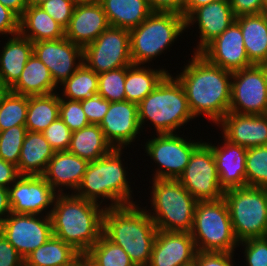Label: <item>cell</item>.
<instances>
[{"label": "cell", "mask_w": 267, "mask_h": 266, "mask_svg": "<svg viewBox=\"0 0 267 266\" xmlns=\"http://www.w3.org/2000/svg\"><path fill=\"white\" fill-rule=\"evenodd\" d=\"M183 70L176 74L186 94L194 118L206 116L214 125L229 112L232 72L193 53Z\"/></svg>", "instance_id": "obj_1"}, {"label": "cell", "mask_w": 267, "mask_h": 266, "mask_svg": "<svg viewBox=\"0 0 267 266\" xmlns=\"http://www.w3.org/2000/svg\"><path fill=\"white\" fill-rule=\"evenodd\" d=\"M105 207L70 191L57 194L50 214L53 236L84 254L99 240Z\"/></svg>", "instance_id": "obj_2"}, {"label": "cell", "mask_w": 267, "mask_h": 266, "mask_svg": "<svg viewBox=\"0 0 267 266\" xmlns=\"http://www.w3.org/2000/svg\"><path fill=\"white\" fill-rule=\"evenodd\" d=\"M140 204L105 208L102 234L120 246L135 266H147L157 236V227Z\"/></svg>", "instance_id": "obj_3"}, {"label": "cell", "mask_w": 267, "mask_h": 266, "mask_svg": "<svg viewBox=\"0 0 267 266\" xmlns=\"http://www.w3.org/2000/svg\"><path fill=\"white\" fill-rule=\"evenodd\" d=\"M123 152L122 149L114 148L102 158L89 162L82 182L74 194L102 206L110 200L104 205L105 208L137 204V200L133 201L131 182L126 177L128 167H124Z\"/></svg>", "instance_id": "obj_4"}, {"label": "cell", "mask_w": 267, "mask_h": 266, "mask_svg": "<svg viewBox=\"0 0 267 266\" xmlns=\"http://www.w3.org/2000/svg\"><path fill=\"white\" fill-rule=\"evenodd\" d=\"M138 119L141 130L150 122L156 134L178 133L181 126L195 120L183 86L171 73L138 104Z\"/></svg>", "instance_id": "obj_5"}, {"label": "cell", "mask_w": 267, "mask_h": 266, "mask_svg": "<svg viewBox=\"0 0 267 266\" xmlns=\"http://www.w3.org/2000/svg\"><path fill=\"white\" fill-rule=\"evenodd\" d=\"M147 211L158 230L191 232L197 200L177 179H151ZM150 211V212H149ZM153 211V212H152Z\"/></svg>", "instance_id": "obj_6"}, {"label": "cell", "mask_w": 267, "mask_h": 266, "mask_svg": "<svg viewBox=\"0 0 267 266\" xmlns=\"http://www.w3.org/2000/svg\"><path fill=\"white\" fill-rule=\"evenodd\" d=\"M185 30V17L181 14L153 11L139 26L129 30L132 63H153Z\"/></svg>", "instance_id": "obj_7"}, {"label": "cell", "mask_w": 267, "mask_h": 266, "mask_svg": "<svg viewBox=\"0 0 267 266\" xmlns=\"http://www.w3.org/2000/svg\"><path fill=\"white\" fill-rule=\"evenodd\" d=\"M190 233L201 252L235 253L239 243L224 198L197 202Z\"/></svg>", "instance_id": "obj_8"}, {"label": "cell", "mask_w": 267, "mask_h": 266, "mask_svg": "<svg viewBox=\"0 0 267 266\" xmlns=\"http://www.w3.org/2000/svg\"><path fill=\"white\" fill-rule=\"evenodd\" d=\"M236 239L267 236V188L239 187L224 192Z\"/></svg>", "instance_id": "obj_9"}, {"label": "cell", "mask_w": 267, "mask_h": 266, "mask_svg": "<svg viewBox=\"0 0 267 266\" xmlns=\"http://www.w3.org/2000/svg\"><path fill=\"white\" fill-rule=\"evenodd\" d=\"M152 137L147 139L143 146L146 156L157 164V170H153L151 174L152 179H178L189 163L193 151L203 142L202 139L191 141L192 136L188 140L183 134L180 135V132L154 133Z\"/></svg>", "instance_id": "obj_10"}, {"label": "cell", "mask_w": 267, "mask_h": 266, "mask_svg": "<svg viewBox=\"0 0 267 266\" xmlns=\"http://www.w3.org/2000/svg\"><path fill=\"white\" fill-rule=\"evenodd\" d=\"M83 63L96 74L131 66L130 32L109 27L83 48Z\"/></svg>", "instance_id": "obj_11"}, {"label": "cell", "mask_w": 267, "mask_h": 266, "mask_svg": "<svg viewBox=\"0 0 267 266\" xmlns=\"http://www.w3.org/2000/svg\"><path fill=\"white\" fill-rule=\"evenodd\" d=\"M229 112L265 115L267 112V65H252L232 72Z\"/></svg>", "instance_id": "obj_12"}, {"label": "cell", "mask_w": 267, "mask_h": 266, "mask_svg": "<svg viewBox=\"0 0 267 266\" xmlns=\"http://www.w3.org/2000/svg\"><path fill=\"white\" fill-rule=\"evenodd\" d=\"M199 201L223 198L212 148L202 142L192 153L189 163L177 179Z\"/></svg>", "instance_id": "obj_13"}, {"label": "cell", "mask_w": 267, "mask_h": 266, "mask_svg": "<svg viewBox=\"0 0 267 266\" xmlns=\"http://www.w3.org/2000/svg\"><path fill=\"white\" fill-rule=\"evenodd\" d=\"M0 231L25 259L53 236L50 216L10 213Z\"/></svg>", "instance_id": "obj_14"}, {"label": "cell", "mask_w": 267, "mask_h": 266, "mask_svg": "<svg viewBox=\"0 0 267 266\" xmlns=\"http://www.w3.org/2000/svg\"><path fill=\"white\" fill-rule=\"evenodd\" d=\"M11 213L50 216L57 193L43 176H20L9 188Z\"/></svg>", "instance_id": "obj_15"}, {"label": "cell", "mask_w": 267, "mask_h": 266, "mask_svg": "<svg viewBox=\"0 0 267 266\" xmlns=\"http://www.w3.org/2000/svg\"><path fill=\"white\" fill-rule=\"evenodd\" d=\"M33 53L47 66L58 87L83 63V48L65 37L34 42Z\"/></svg>", "instance_id": "obj_16"}, {"label": "cell", "mask_w": 267, "mask_h": 266, "mask_svg": "<svg viewBox=\"0 0 267 266\" xmlns=\"http://www.w3.org/2000/svg\"><path fill=\"white\" fill-rule=\"evenodd\" d=\"M99 126L113 148L123 150L129 148V145L141 136L138 104L126 100L110 102L108 111Z\"/></svg>", "instance_id": "obj_17"}, {"label": "cell", "mask_w": 267, "mask_h": 266, "mask_svg": "<svg viewBox=\"0 0 267 266\" xmlns=\"http://www.w3.org/2000/svg\"><path fill=\"white\" fill-rule=\"evenodd\" d=\"M200 54L212 64L230 72L254 65L248 59L241 28L236 21L211 41Z\"/></svg>", "instance_id": "obj_18"}, {"label": "cell", "mask_w": 267, "mask_h": 266, "mask_svg": "<svg viewBox=\"0 0 267 266\" xmlns=\"http://www.w3.org/2000/svg\"><path fill=\"white\" fill-rule=\"evenodd\" d=\"M236 19L229 0H218L196 8L186 19V29H199V41L194 53H200L211 41L223 33Z\"/></svg>", "instance_id": "obj_19"}, {"label": "cell", "mask_w": 267, "mask_h": 266, "mask_svg": "<svg viewBox=\"0 0 267 266\" xmlns=\"http://www.w3.org/2000/svg\"><path fill=\"white\" fill-rule=\"evenodd\" d=\"M197 252L190 232L158 230L147 266H186Z\"/></svg>", "instance_id": "obj_20"}, {"label": "cell", "mask_w": 267, "mask_h": 266, "mask_svg": "<svg viewBox=\"0 0 267 266\" xmlns=\"http://www.w3.org/2000/svg\"><path fill=\"white\" fill-rule=\"evenodd\" d=\"M109 27L107 16L98 1H78L65 28V38L84 48Z\"/></svg>", "instance_id": "obj_21"}, {"label": "cell", "mask_w": 267, "mask_h": 266, "mask_svg": "<svg viewBox=\"0 0 267 266\" xmlns=\"http://www.w3.org/2000/svg\"><path fill=\"white\" fill-rule=\"evenodd\" d=\"M222 137L245 148L267 145V117L265 115L228 112L217 127Z\"/></svg>", "instance_id": "obj_22"}, {"label": "cell", "mask_w": 267, "mask_h": 266, "mask_svg": "<svg viewBox=\"0 0 267 266\" xmlns=\"http://www.w3.org/2000/svg\"><path fill=\"white\" fill-rule=\"evenodd\" d=\"M221 140L224 142L219 146L206 142L214 153L221 188L226 191L231 188L246 187L247 148L233 144L224 137Z\"/></svg>", "instance_id": "obj_23"}, {"label": "cell", "mask_w": 267, "mask_h": 266, "mask_svg": "<svg viewBox=\"0 0 267 266\" xmlns=\"http://www.w3.org/2000/svg\"><path fill=\"white\" fill-rule=\"evenodd\" d=\"M89 161L68 151L55 152L43 174L57 194H65L66 190L74 194L80 186ZM63 187V188H62Z\"/></svg>", "instance_id": "obj_24"}, {"label": "cell", "mask_w": 267, "mask_h": 266, "mask_svg": "<svg viewBox=\"0 0 267 266\" xmlns=\"http://www.w3.org/2000/svg\"><path fill=\"white\" fill-rule=\"evenodd\" d=\"M5 39L8 40L0 51V80L11 88L33 54V42L20 33Z\"/></svg>", "instance_id": "obj_25"}, {"label": "cell", "mask_w": 267, "mask_h": 266, "mask_svg": "<svg viewBox=\"0 0 267 266\" xmlns=\"http://www.w3.org/2000/svg\"><path fill=\"white\" fill-rule=\"evenodd\" d=\"M55 151L41 132L27 131L18 161L20 176H43Z\"/></svg>", "instance_id": "obj_26"}, {"label": "cell", "mask_w": 267, "mask_h": 266, "mask_svg": "<svg viewBox=\"0 0 267 266\" xmlns=\"http://www.w3.org/2000/svg\"><path fill=\"white\" fill-rule=\"evenodd\" d=\"M248 59L256 65H267V14L237 16Z\"/></svg>", "instance_id": "obj_27"}, {"label": "cell", "mask_w": 267, "mask_h": 266, "mask_svg": "<svg viewBox=\"0 0 267 266\" xmlns=\"http://www.w3.org/2000/svg\"><path fill=\"white\" fill-rule=\"evenodd\" d=\"M19 33L31 42L58 40L65 28L39 6H28L19 18Z\"/></svg>", "instance_id": "obj_28"}, {"label": "cell", "mask_w": 267, "mask_h": 266, "mask_svg": "<svg viewBox=\"0 0 267 266\" xmlns=\"http://www.w3.org/2000/svg\"><path fill=\"white\" fill-rule=\"evenodd\" d=\"M58 88L47 66L33 53L10 91L25 96H38L55 93Z\"/></svg>", "instance_id": "obj_29"}, {"label": "cell", "mask_w": 267, "mask_h": 266, "mask_svg": "<svg viewBox=\"0 0 267 266\" xmlns=\"http://www.w3.org/2000/svg\"><path fill=\"white\" fill-rule=\"evenodd\" d=\"M111 27L131 30L153 11L147 0H99Z\"/></svg>", "instance_id": "obj_30"}, {"label": "cell", "mask_w": 267, "mask_h": 266, "mask_svg": "<svg viewBox=\"0 0 267 266\" xmlns=\"http://www.w3.org/2000/svg\"><path fill=\"white\" fill-rule=\"evenodd\" d=\"M113 149L100 126L90 124L71 133L70 146L67 151L92 162L107 155Z\"/></svg>", "instance_id": "obj_31"}, {"label": "cell", "mask_w": 267, "mask_h": 266, "mask_svg": "<svg viewBox=\"0 0 267 266\" xmlns=\"http://www.w3.org/2000/svg\"><path fill=\"white\" fill-rule=\"evenodd\" d=\"M146 66L132 64L126 67L124 84L126 101L139 104L169 73L166 68L153 69L149 65Z\"/></svg>", "instance_id": "obj_32"}, {"label": "cell", "mask_w": 267, "mask_h": 266, "mask_svg": "<svg viewBox=\"0 0 267 266\" xmlns=\"http://www.w3.org/2000/svg\"><path fill=\"white\" fill-rule=\"evenodd\" d=\"M59 117V92L28 96L25 127L27 131L43 132Z\"/></svg>", "instance_id": "obj_33"}, {"label": "cell", "mask_w": 267, "mask_h": 266, "mask_svg": "<svg viewBox=\"0 0 267 266\" xmlns=\"http://www.w3.org/2000/svg\"><path fill=\"white\" fill-rule=\"evenodd\" d=\"M78 254L70 245L52 236L24 259V266H65Z\"/></svg>", "instance_id": "obj_34"}, {"label": "cell", "mask_w": 267, "mask_h": 266, "mask_svg": "<svg viewBox=\"0 0 267 266\" xmlns=\"http://www.w3.org/2000/svg\"><path fill=\"white\" fill-rule=\"evenodd\" d=\"M59 86H62L59 87L62 91L59 98L82 101L98 94V74L82 63L74 74Z\"/></svg>", "instance_id": "obj_35"}, {"label": "cell", "mask_w": 267, "mask_h": 266, "mask_svg": "<svg viewBox=\"0 0 267 266\" xmlns=\"http://www.w3.org/2000/svg\"><path fill=\"white\" fill-rule=\"evenodd\" d=\"M86 254L99 266H135L129 255L103 234Z\"/></svg>", "instance_id": "obj_36"}, {"label": "cell", "mask_w": 267, "mask_h": 266, "mask_svg": "<svg viewBox=\"0 0 267 266\" xmlns=\"http://www.w3.org/2000/svg\"><path fill=\"white\" fill-rule=\"evenodd\" d=\"M27 110L28 96L9 91L0 105V131L25 125Z\"/></svg>", "instance_id": "obj_37"}, {"label": "cell", "mask_w": 267, "mask_h": 266, "mask_svg": "<svg viewBox=\"0 0 267 266\" xmlns=\"http://www.w3.org/2000/svg\"><path fill=\"white\" fill-rule=\"evenodd\" d=\"M245 166L247 186L267 188V145L248 148Z\"/></svg>", "instance_id": "obj_38"}, {"label": "cell", "mask_w": 267, "mask_h": 266, "mask_svg": "<svg viewBox=\"0 0 267 266\" xmlns=\"http://www.w3.org/2000/svg\"><path fill=\"white\" fill-rule=\"evenodd\" d=\"M126 67L98 74V95L109 102L125 101Z\"/></svg>", "instance_id": "obj_39"}, {"label": "cell", "mask_w": 267, "mask_h": 266, "mask_svg": "<svg viewBox=\"0 0 267 266\" xmlns=\"http://www.w3.org/2000/svg\"><path fill=\"white\" fill-rule=\"evenodd\" d=\"M27 129L25 125H18L0 131V158L18 166L22 144Z\"/></svg>", "instance_id": "obj_40"}, {"label": "cell", "mask_w": 267, "mask_h": 266, "mask_svg": "<svg viewBox=\"0 0 267 266\" xmlns=\"http://www.w3.org/2000/svg\"><path fill=\"white\" fill-rule=\"evenodd\" d=\"M59 117L72 132L90 125L80 101L59 98Z\"/></svg>", "instance_id": "obj_41"}, {"label": "cell", "mask_w": 267, "mask_h": 266, "mask_svg": "<svg viewBox=\"0 0 267 266\" xmlns=\"http://www.w3.org/2000/svg\"><path fill=\"white\" fill-rule=\"evenodd\" d=\"M240 245L243 246L246 266H267V236L246 239L240 241L238 247Z\"/></svg>", "instance_id": "obj_42"}, {"label": "cell", "mask_w": 267, "mask_h": 266, "mask_svg": "<svg viewBox=\"0 0 267 266\" xmlns=\"http://www.w3.org/2000/svg\"><path fill=\"white\" fill-rule=\"evenodd\" d=\"M72 131L58 117L43 132V136L48 141L55 152L67 151L70 146Z\"/></svg>", "instance_id": "obj_43"}, {"label": "cell", "mask_w": 267, "mask_h": 266, "mask_svg": "<svg viewBox=\"0 0 267 266\" xmlns=\"http://www.w3.org/2000/svg\"><path fill=\"white\" fill-rule=\"evenodd\" d=\"M78 0H48L39 5L56 22L66 28L69 25Z\"/></svg>", "instance_id": "obj_44"}, {"label": "cell", "mask_w": 267, "mask_h": 266, "mask_svg": "<svg viewBox=\"0 0 267 266\" xmlns=\"http://www.w3.org/2000/svg\"><path fill=\"white\" fill-rule=\"evenodd\" d=\"M80 102L89 123L100 125L108 111L110 102L98 94Z\"/></svg>", "instance_id": "obj_45"}, {"label": "cell", "mask_w": 267, "mask_h": 266, "mask_svg": "<svg viewBox=\"0 0 267 266\" xmlns=\"http://www.w3.org/2000/svg\"><path fill=\"white\" fill-rule=\"evenodd\" d=\"M234 253L198 251L193 262L195 266H234Z\"/></svg>", "instance_id": "obj_46"}, {"label": "cell", "mask_w": 267, "mask_h": 266, "mask_svg": "<svg viewBox=\"0 0 267 266\" xmlns=\"http://www.w3.org/2000/svg\"><path fill=\"white\" fill-rule=\"evenodd\" d=\"M0 266H24L23 257L0 231Z\"/></svg>", "instance_id": "obj_47"}, {"label": "cell", "mask_w": 267, "mask_h": 266, "mask_svg": "<svg viewBox=\"0 0 267 266\" xmlns=\"http://www.w3.org/2000/svg\"><path fill=\"white\" fill-rule=\"evenodd\" d=\"M18 33L19 17L9 8L0 3V35L8 37Z\"/></svg>", "instance_id": "obj_48"}, {"label": "cell", "mask_w": 267, "mask_h": 266, "mask_svg": "<svg viewBox=\"0 0 267 266\" xmlns=\"http://www.w3.org/2000/svg\"><path fill=\"white\" fill-rule=\"evenodd\" d=\"M234 15L261 14L266 10L263 8L262 0H229Z\"/></svg>", "instance_id": "obj_49"}, {"label": "cell", "mask_w": 267, "mask_h": 266, "mask_svg": "<svg viewBox=\"0 0 267 266\" xmlns=\"http://www.w3.org/2000/svg\"><path fill=\"white\" fill-rule=\"evenodd\" d=\"M186 0H147L152 11L175 12L184 16V6Z\"/></svg>", "instance_id": "obj_50"}, {"label": "cell", "mask_w": 267, "mask_h": 266, "mask_svg": "<svg viewBox=\"0 0 267 266\" xmlns=\"http://www.w3.org/2000/svg\"><path fill=\"white\" fill-rule=\"evenodd\" d=\"M19 177L17 166L0 158V187L8 189Z\"/></svg>", "instance_id": "obj_51"}, {"label": "cell", "mask_w": 267, "mask_h": 266, "mask_svg": "<svg viewBox=\"0 0 267 266\" xmlns=\"http://www.w3.org/2000/svg\"><path fill=\"white\" fill-rule=\"evenodd\" d=\"M10 213L9 191L7 188L0 187V224Z\"/></svg>", "instance_id": "obj_52"}, {"label": "cell", "mask_w": 267, "mask_h": 266, "mask_svg": "<svg viewBox=\"0 0 267 266\" xmlns=\"http://www.w3.org/2000/svg\"><path fill=\"white\" fill-rule=\"evenodd\" d=\"M0 3L13 11L19 18L28 7V0H0Z\"/></svg>", "instance_id": "obj_53"}, {"label": "cell", "mask_w": 267, "mask_h": 266, "mask_svg": "<svg viewBox=\"0 0 267 266\" xmlns=\"http://www.w3.org/2000/svg\"><path fill=\"white\" fill-rule=\"evenodd\" d=\"M218 0H186L184 6L185 19L198 7L210 4Z\"/></svg>", "instance_id": "obj_54"}, {"label": "cell", "mask_w": 267, "mask_h": 266, "mask_svg": "<svg viewBox=\"0 0 267 266\" xmlns=\"http://www.w3.org/2000/svg\"><path fill=\"white\" fill-rule=\"evenodd\" d=\"M9 91L10 88L0 80V105L2 104L4 97L9 93Z\"/></svg>", "instance_id": "obj_55"}, {"label": "cell", "mask_w": 267, "mask_h": 266, "mask_svg": "<svg viewBox=\"0 0 267 266\" xmlns=\"http://www.w3.org/2000/svg\"><path fill=\"white\" fill-rule=\"evenodd\" d=\"M82 266H99L86 253L82 254Z\"/></svg>", "instance_id": "obj_56"}, {"label": "cell", "mask_w": 267, "mask_h": 266, "mask_svg": "<svg viewBox=\"0 0 267 266\" xmlns=\"http://www.w3.org/2000/svg\"><path fill=\"white\" fill-rule=\"evenodd\" d=\"M65 266H82V254H78V256L72 260L68 265Z\"/></svg>", "instance_id": "obj_57"}, {"label": "cell", "mask_w": 267, "mask_h": 266, "mask_svg": "<svg viewBox=\"0 0 267 266\" xmlns=\"http://www.w3.org/2000/svg\"><path fill=\"white\" fill-rule=\"evenodd\" d=\"M48 0H28V6H39Z\"/></svg>", "instance_id": "obj_58"}, {"label": "cell", "mask_w": 267, "mask_h": 266, "mask_svg": "<svg viewBox=\"0 0 267 266\" xmlns=\"http://www.w3.org/2000/svg\"><path fill=\"white\" fill-rule=\"evenodd\" d=\"M263 3V8L266 10L267 9V0H262Z\"/></svg>", "instance_id": "obj_59"}, {"label": "cell", "mask_w": 267, "mask_h": 266, "mask_svg": "<svg viewBox=\"0 0 267 266\" xmlns=\"http://www.w3.org/2000/svg\"><path fill=\"white\" fill-rule=\"evenodd\" d=\"M78 1H99V0H78Z\"/></svg>", "instance_id": "obj_60"}, {"label": "cell", "mask_w": 267, "mask_h": 266, "mask_svg": "<svg viewBox=\"0 0 267 266\" xmlns=\"http://www.w3.org/2000/svg\"><path fill=\"white\" fill-rule=\"evenodd\" d=\"M186 266H195V264H194V263H192V264H189V265H186Z\"/></svg>", "instance_id": "obj_61"}]
</instances>
